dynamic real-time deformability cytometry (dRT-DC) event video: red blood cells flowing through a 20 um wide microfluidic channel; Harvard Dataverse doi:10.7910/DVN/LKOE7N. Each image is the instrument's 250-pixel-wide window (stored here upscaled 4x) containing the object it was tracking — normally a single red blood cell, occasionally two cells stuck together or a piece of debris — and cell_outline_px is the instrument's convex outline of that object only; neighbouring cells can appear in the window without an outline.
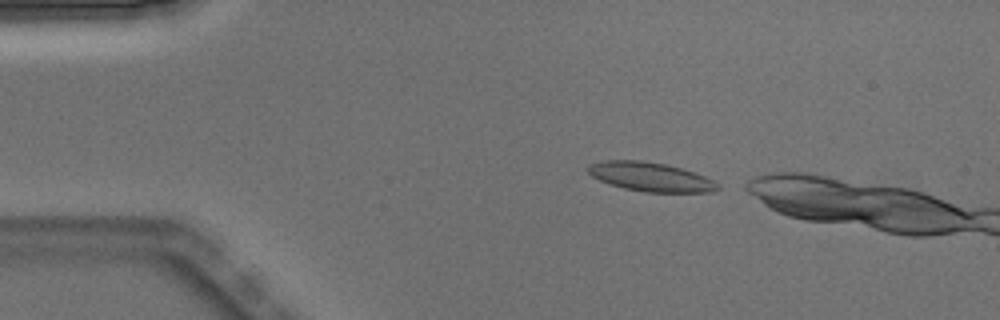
{"species": "Egyptian fruit bat (a non-hibernating species)", "species_latin": "Rousettus aegyptiacus", "temperature_condition": "warm", "stored_images_in_passage": 2, "camera_frame_rate_fps": 3000, "um_per_image_px": 0.085, "animal": {"sex": "male"}, "frame": {"image": 1, "passage_image": 1, "time_ms": 0.0, "image_size_px": [1000, 320], "cell_outline_px": [[720, 188], [712, 192], [644, 192], [624, 188], [608, 184], [592, 176], [588, 172], [588, 168], [592, 164], [604, 160], [640, 160], [664, 164], [680, 168], [704, 176], [720, 184]], "centroid_in_image_um": [55.3, 15.04], "position_along_channel_um": 29.7, "area_um2": 21.73}}